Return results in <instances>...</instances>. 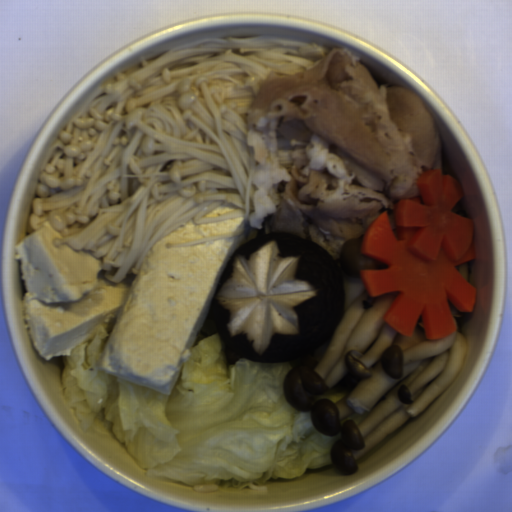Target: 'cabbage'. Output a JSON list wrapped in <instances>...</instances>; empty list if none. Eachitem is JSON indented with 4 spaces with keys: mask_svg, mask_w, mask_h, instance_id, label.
<instances>
[{
    "mask_svg": "<svg viewBox=\"0 0 512 512\" xmlns=\"http://www.w3.org/2000/svg\"><path fill=\"white\" fill-rule=\"evenodd\" d=\"M202 330L169 395L100 371L111 338L103 323L60 355L61 389L80 429L102 426L142 472L191 487L283 482L333 464L340 432L320 433L285 398L292 362L229 364L220 332Z\"/></svg>",
    "mask_w": 512,
    "mask_h": 512,
    "instance_id": "4295e07d",
    "label": "cabbage"
}]
</instances>
